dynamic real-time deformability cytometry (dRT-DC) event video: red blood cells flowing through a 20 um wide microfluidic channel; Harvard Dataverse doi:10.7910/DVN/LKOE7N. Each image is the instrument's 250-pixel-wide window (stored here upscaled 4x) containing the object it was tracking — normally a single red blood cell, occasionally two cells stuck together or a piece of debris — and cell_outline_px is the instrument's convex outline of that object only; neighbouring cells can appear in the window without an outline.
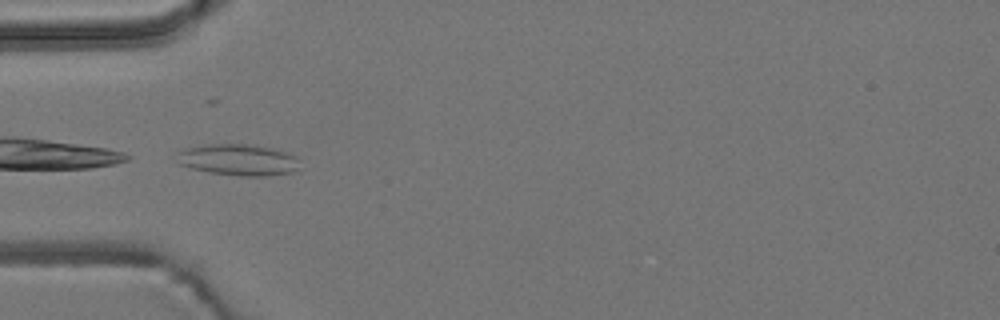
{"species": "common noctule bat (a hibernating species)", "species_latin": "Nyctalus noctula", "temperature_condition": "room temperature", "stored_images_in_passage": 3, "camera_frame_rate_fps": 3000, "um_per_image_px": 0.085, "animal": {"sex": "male", "body_mass_g": 19.2, "forearm_length_mm": 51.8}, "frame": {"image": 1, "passage_image": 3, "time_ms": 2.333, "image_size_px": [1000, 320], "cell_outline_px": [[300, 172], [268, 176], [240, 176], [208, 172], [176, 164], [176, 152], [180, 148], [204, 144], [244, 144], [272, 148], [288, 152], [296, 156], [300, 168]], "centroid_in_image_um": [20.23, 13.59], "position_along_channel_um": 64.8, "area_um2": 23.18}}